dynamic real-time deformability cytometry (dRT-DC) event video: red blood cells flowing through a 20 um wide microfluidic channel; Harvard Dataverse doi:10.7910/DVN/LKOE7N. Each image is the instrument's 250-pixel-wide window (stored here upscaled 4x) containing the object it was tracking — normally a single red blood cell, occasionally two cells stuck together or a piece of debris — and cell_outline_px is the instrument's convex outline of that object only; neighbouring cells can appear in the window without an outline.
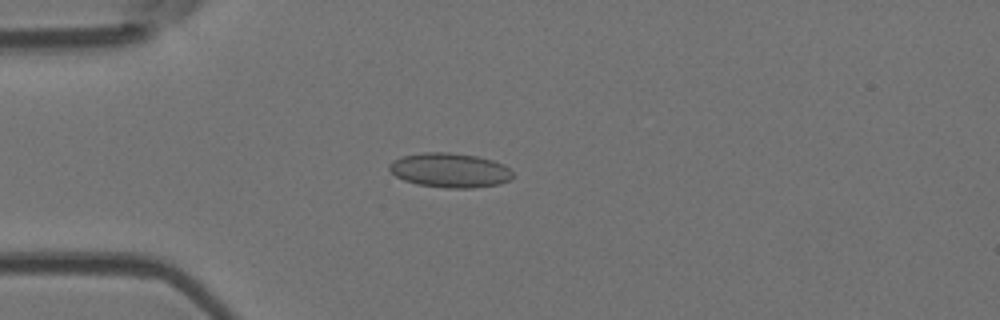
{"species": "Egyptian fruit bat (a non-hibernating species)", "species_latin": "Rousettus aegyptiacus", "temperature_condition": "room temperature", "stored_images_in_passage": 4, "camera_frame_rate_fps": 3000, "um_per_image_px": 0.085, "animal": {"sex": "female"}, "frame": {"image": 1, "passage_image": 4, "time_ms": 3.333, "image_size_px": [1000, 320], "cell_outline_px": [[512, 180], [500, 184], [472, 188], [448, 188], [416, 184], [404, 180], [396, 176], [388, 168], [388, 164], [392, 160], [404, 156], [424, 152], [448, 152], [476, 156], [492, 160], [504, 164], [512, 172]], "centroid_in_image_um": [38.24, 14.47], "position_along_channel_um": 46.8, "area_um2": 24.85}}